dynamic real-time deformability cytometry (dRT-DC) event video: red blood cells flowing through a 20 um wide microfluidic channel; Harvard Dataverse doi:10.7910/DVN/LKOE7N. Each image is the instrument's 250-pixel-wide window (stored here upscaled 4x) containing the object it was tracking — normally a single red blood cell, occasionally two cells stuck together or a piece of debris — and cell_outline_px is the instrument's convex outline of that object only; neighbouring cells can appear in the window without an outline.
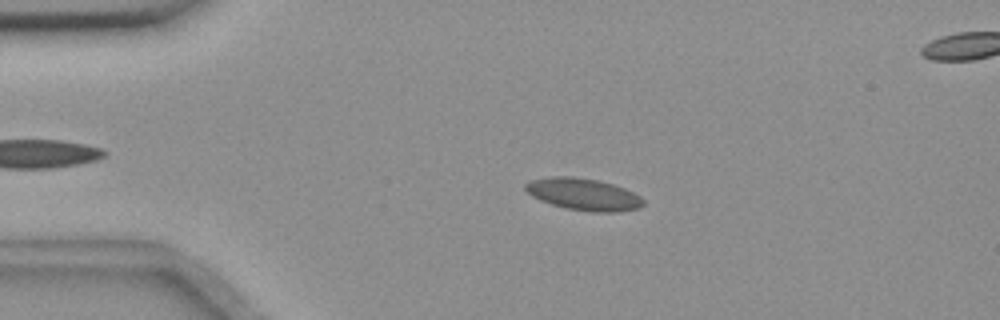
{"species": "common noctule bat (a hibernating species)", "species_latin": "Nyctalus noctula", "temperature_condition": "room temperature", "stored_images_in_passage": 49, "camera_frame_rate_fps": 3000, "um_per_image_px": 0.085, "animal": {"sex": "female", "body_mass_g": 18.4}, "frame": {"image": 1, "passage_image": 11, "time_ms": 3.333, "image_size_px": [1000, 320], "cell_outline_px": [[644, 204], [640, 208], [616, 212], [592, 212], [564, 208], [540, 200], [532, 196], [524, 188], [524, 184], [528, 180], [548, 176], [572, 176], [600, 180], [624, 188], [640, 196], [644, 200]], "centroid_in_image_um": [49.57, 16.5], "position_along_channel_um": 35.4, "area_um2": 22.2}}
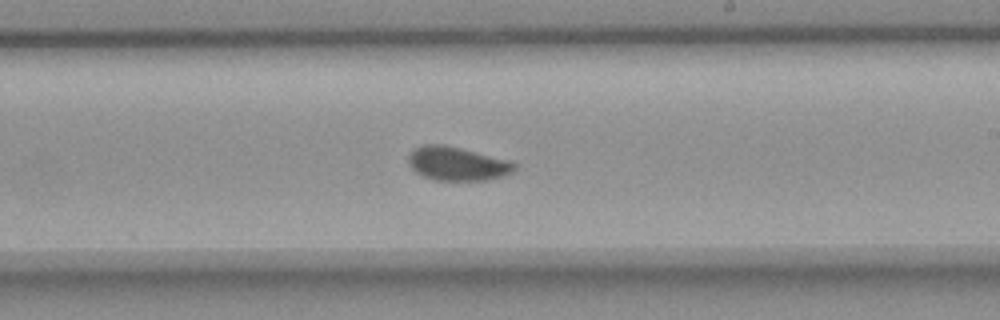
{"frame": {"image": 2, "passage_image": 32, "time_ms": 10.333, "image_size_px": [1000, 320], "cell_outline_px": [[516, 168], [512, 172], [504, 176], [484, 180], [432, 180], [416, 172], [408, 164], [408, 156], [416, 148], [424, 144], [444, 144], [512, 160], [516, 164]], "centroid_in_image_um": [38.89, 13.91], "position_along_channel_um": 250.1, "area_um2": 20.98}}
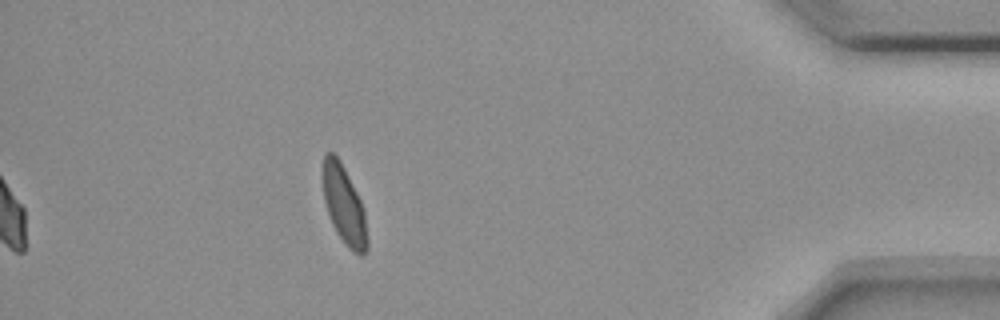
{"frame": {"image": 3, "passage_image": 49, "time_ms": 16.0, "image_size_px": [1000, 320], "cell_outline_px": [[368, 248], [364, 256], [360, 256], [352, 252], [348, 248], [336, 232], [332, 224], [324, 200], [324, 152], [332, 152], [340, 160], [360, 200], [364, 212], [368, 240]], "centroid_in_image_um": [29.27, 17.51], "position_along_channel_um": 405.9, "area_um2": 19.94}, "authors_computed_cell_mechanics": {"area_um2": 20.9236, "velocity_mm_per_s": 3.6215, "shape_relaxation_time_tau1_ms": 3.7446, "shape_relaxation_time_tau2_ms": null, "deformation_change_tau1": 0.0938, "deformation_change_tau2": null}}